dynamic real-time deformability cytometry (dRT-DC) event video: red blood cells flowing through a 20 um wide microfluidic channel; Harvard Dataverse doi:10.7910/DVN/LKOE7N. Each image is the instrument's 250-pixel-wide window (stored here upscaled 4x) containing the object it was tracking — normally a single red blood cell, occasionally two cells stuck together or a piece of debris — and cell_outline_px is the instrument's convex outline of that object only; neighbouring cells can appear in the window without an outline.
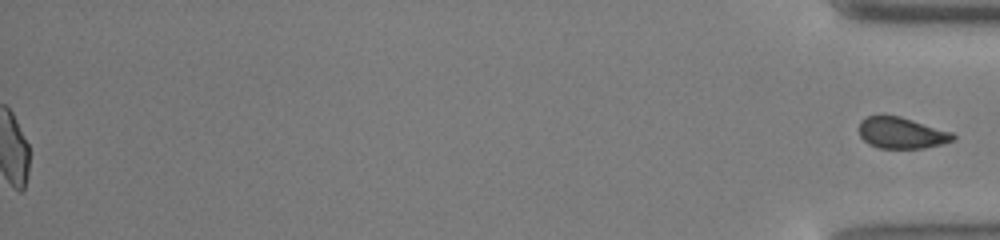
{"species": "common noctule bat (a hibernating species)", "species_latin": "Nyctalus noctula", "temperature_condition": "cold", "stored_images_in_passage": 51, "segment_of_instrument_passage": [2, 2], "camera_frame_rate_fps": 3000, "um_per_image_px": 0.085, "animal": {"sex": "male", "body_mass_g": 13.0, "forearm_length_mm": 53.1}, "frame": {"image": 1, "passage_image": 51, "time_ms": 16.667, "image_size_px": [1000, 240], "cell_outline_px": [[956, 136], [952, 140], [944, 144], [924, 148], [880, 148], [868, 144], [860, 136], [860, 120], [868, 116], [880, 112], [900, 116], [952, 132]], "centroid_in_image_um": [76.6, 11.27], "position_along_channel_um": 358.6, "area_um2": 17.46}}